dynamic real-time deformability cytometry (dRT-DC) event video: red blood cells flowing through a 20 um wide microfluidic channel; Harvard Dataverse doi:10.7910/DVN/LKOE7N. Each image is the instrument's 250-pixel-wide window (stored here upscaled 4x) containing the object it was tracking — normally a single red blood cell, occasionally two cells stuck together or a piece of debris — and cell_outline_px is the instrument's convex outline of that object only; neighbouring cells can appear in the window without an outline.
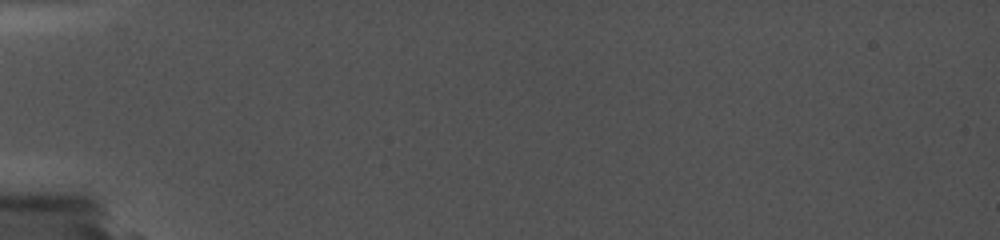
{"species": "common noctule bat (a hibernating species)", "species_latin": "Nyctalus noctula", "temperature_condition": "cold", "stored_images_in_passage": 2, "camera_frame_rate_fps": 5000, "um_per_image_px": 0.085, "animal": {"sex": "female", "body_mass_g": 19.0, "forearm_length_mm": 56.7}, "frame": {"image": 1, "passage_image": 1, "time_ms": 0.0, "image_size_px": [1000, 240], "cell_outline_px": [[680, 132], [676, 136], [648, 140], [620, 140], [540, 136], [520, 132], [512, 128], [528, 124], [656, 128]], "centroid_in_image_um": [50.7, 11.23], "position_along_channel_um": 34.3, "area_um2": 13.12}}